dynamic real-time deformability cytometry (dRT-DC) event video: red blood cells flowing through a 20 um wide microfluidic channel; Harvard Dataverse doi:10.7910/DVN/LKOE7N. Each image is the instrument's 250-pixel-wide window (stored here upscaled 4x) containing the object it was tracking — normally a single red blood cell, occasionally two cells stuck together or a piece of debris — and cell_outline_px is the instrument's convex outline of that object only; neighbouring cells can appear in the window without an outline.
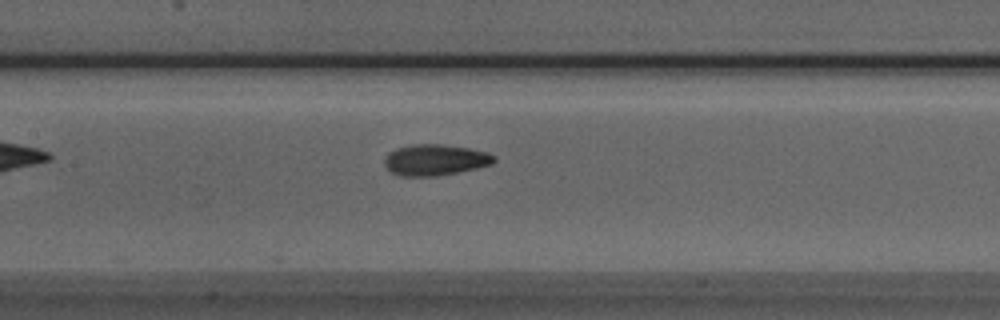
{"species": "Egyptian fruit bat (a non-hibernating species)", "species_latin": "Rousettus aegyptiacus", "temperature_condition": "room temperature", "stored_images_in_passage": 34, "camera_frame_rate_fps": 3000, "um_per_image_px": 0.085, "animal": {"sex": "male"}, "frame": {"image": 1, "passage_image": 11, "time_ms": 3.333, "image_size_px": [1000, 320], "cell_outline_px": [[496, 160], [492, 164], [476, 168], [436, 176], [400, 176], [392, 172], [384, 164], [384, 156], [388, 152], [396, 148], [412, 144], [440, 144], [468, 148], [488, 152], [496, 156]], "centroid_in_image_um": [36.97, 13.58], "position_along_channel_um": 170.4, "area_um2": 19.88}}
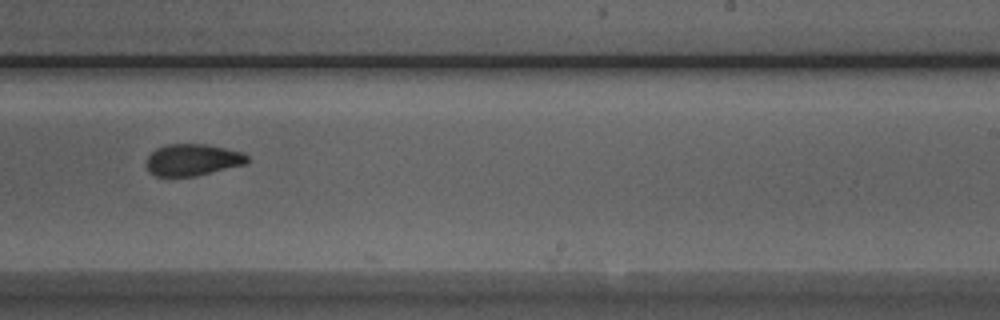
{"frame": {"image": 2, "passage_image": 19, "time_ms": 6.0, "image_size_px": [1000, 320], "cell_outline_px": [[248, 160], [244, 164], [196, 176], [156, 176], [148, 172], [148, 156], [156, 148], [168, 144], [208, 144], [240, 152], [248, 156]], "centroid_in_image_um": [16.35, 13.58], "position_along_channel_um": 272.7, "area_um2": 18.38}}
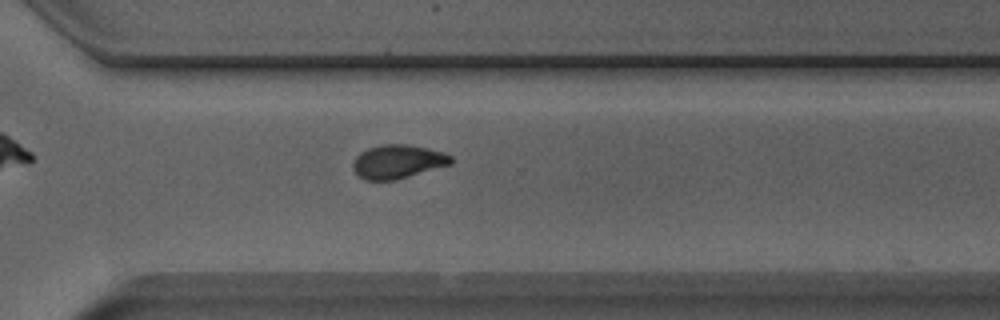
{"frame": {"image": 3, "passage_image": 24, "time_ms": 7.667, "image_size_px": [1000, 320], "cell_outline_px": [[452, 164], [396, 180], [364, 180], [352, 168], [352, 164], [356, 156], [360, 152], [368, 148], [384, 144], [408, 144], [428, 148], [444, 152], [452, 156]], "centroid_in_image_um": [33.82, 13.73], "position_along_channel_um": 336.8, "area_um2": 19.36}, "authors_computed_cell_mechanics": {"area_um2": 19.363, "velocity_mm_per_s": 3.8502, "shape_relaxation_time_tau1_ms": 5.0022, "shape_relaxation_time_tau2_ms": 1.5231, "deformation_change_tau1": 0.1435, "deformation_change_tau2": 0.0694}}